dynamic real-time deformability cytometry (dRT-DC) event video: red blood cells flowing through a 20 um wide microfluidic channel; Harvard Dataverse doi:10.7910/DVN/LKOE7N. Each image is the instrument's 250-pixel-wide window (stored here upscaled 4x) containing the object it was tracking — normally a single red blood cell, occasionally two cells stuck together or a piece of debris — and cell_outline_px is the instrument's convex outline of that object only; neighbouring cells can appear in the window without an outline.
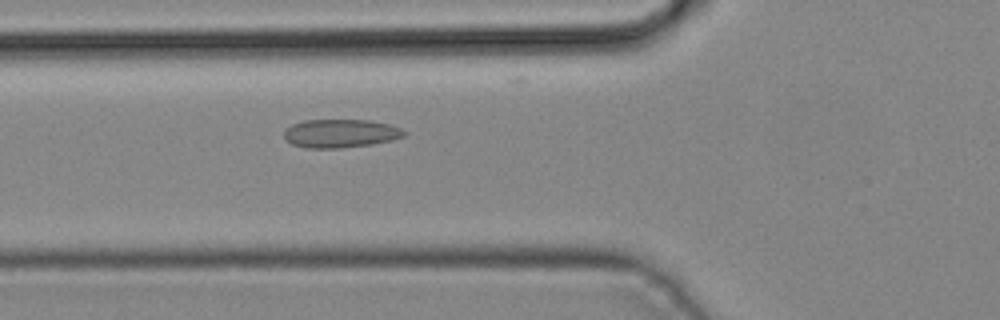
{"species": "common noctule bat (a hibernating species)", "species_latin": "Nyctalus noctula", "temperature_condition": "cold", "stored_images_in_passage": 41, "camera_frame_rate_fps": 3000, "um_per_image_px": 0.085, "animal": {"sex": "male", "body_mass_g": 19.2, "forearm_length_mm": 51.8}, "frame": {"image": 1, "passage_image": 16, "time_ms": 5.0, "image_size_px": [1000, 320], "cell_outline_px": [[408, 132], [404, 136], [392, 140], [372, 144], [340, 148], [304, 148], [292, 144], [284, 140], [284, 132], [292, 124], [304, 120], [368, 120], [388, 124], [400, 128]], "centroid_in_image_um": [28.93, 11.34], "position_along_channel_um": 96.9, "area_um2": 19.94}}
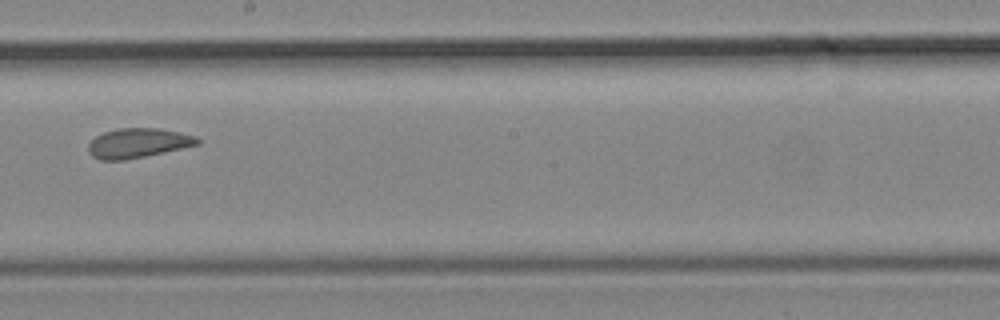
{"frame": {"image": 2, "passage_image": 25, "time_ms": 8.0, "image_size_px": [1000, 320], "cell_outline_px": [[200, 144], [144, 156], [124, 160], [100, 160], [92, 156], [88, 152], [88, 144], [96, 136], [104, 132], [116, 128], [160, 128], [180, 132], [196, 136], [200, 140]], "centroid_in_image_um": [11.71, 12.15], "position_along_channel_um": 236.5, "area_um2": 18.79}}
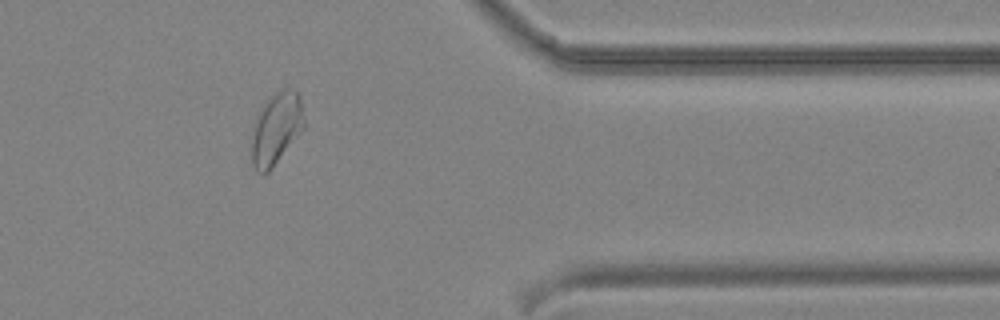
{"frame": {"image": 3, "passage_image": 36, "time_ms": 11.667, "image_size_px": [1000, 320], "cell_outline_px": [[304, 128], [272, 168], [268, 172], [256, 172], [252, 164], [252, 128], [268, 96], [284, 88], [288, 88], [296, 92], [300, 96], [304, 120]], "centroid_in_image_um": [23.48, 10.92], "position_along_channel_um": 387.9, "area_um2": 21.73}}